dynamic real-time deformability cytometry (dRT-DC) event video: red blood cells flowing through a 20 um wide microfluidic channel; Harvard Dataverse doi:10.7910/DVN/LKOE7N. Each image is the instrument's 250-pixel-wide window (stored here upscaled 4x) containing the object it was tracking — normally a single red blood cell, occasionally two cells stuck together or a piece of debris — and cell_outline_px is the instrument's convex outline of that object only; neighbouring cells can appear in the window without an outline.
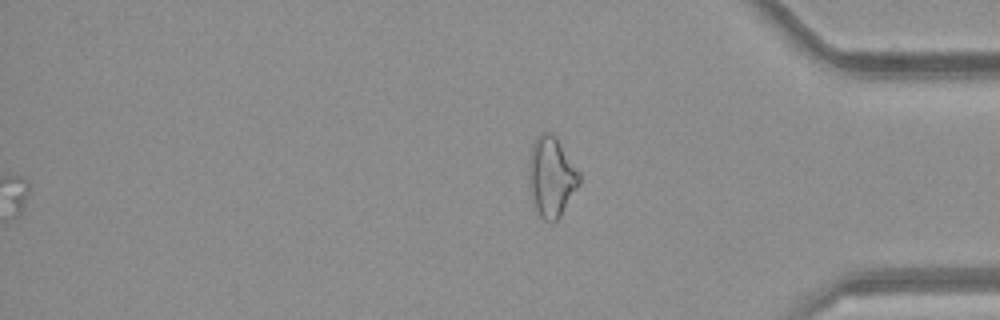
{"species": "common noctule bat (a hibernating species)", "species_latin": "Nyctalus noctula", "temperature_condition": "room temperature", "stored_images_in_passage": 42, "segment_of_instrument_passage": [2, 2], "camera_frame_rate_fps": 3000, "um_per_image_px": 0.085, "animal": {"sex": "female", "body_mass_g": 21.9}, "frame": {"image": 1, "passage_image": 42, "time_ms": 13.667, "image_size_px": [1000, 320], "cell_outline_px": [[580, 184], [560, 216], [552, 224], [544, 220], [540, 216], [536, 208], [528, 180], [528, 164], [532, 144], [536, 136], [540, 132], [552, 132], [556, 136], [580, 172]], "centroid_in_image_um": [46.87, 14.99], "position_along_channel_um": 388.3, "area_um2": 23.7}}